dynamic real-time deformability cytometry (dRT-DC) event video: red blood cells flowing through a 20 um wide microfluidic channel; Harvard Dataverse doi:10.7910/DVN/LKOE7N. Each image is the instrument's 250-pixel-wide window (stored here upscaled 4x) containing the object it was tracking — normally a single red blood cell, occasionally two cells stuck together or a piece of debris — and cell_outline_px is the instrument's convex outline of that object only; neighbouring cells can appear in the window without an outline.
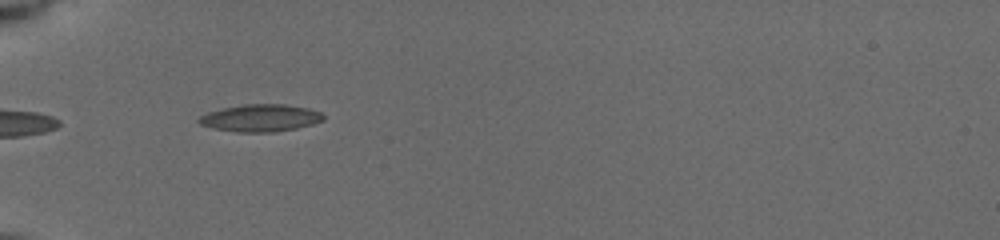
{"species": "common noctule bat (a hibernating species)", "species_latin": "Nyctalus noctula", "temperature_condition": "cold", "stored_images_in_passage": 5, "camera_frame_rate_fps": 3000, "um_per_image_px": 0.085, "animal": {"sex": "female", "body_mass_g": 19.5, "forearm_length_mm": 54.1}, "frame": {"image": 1, "passage_image": 1, "time_ms": 0.0, "image_size_px": [1000, 240], "cell_outline_px": [[324, 120], [312, 124], [296, 128], [276, 132], [236, 132], [212, 128], [200, 124], [196, 120], [200, 116], [208, 112], [224, 108], [244, 104], [284, 104], [308, 108], [320, 112], [324, 116]], "centroid_in_image_um": [22.13, 10.03], "position_along_channel_um": 62.9, "area_um2": 19.77}}
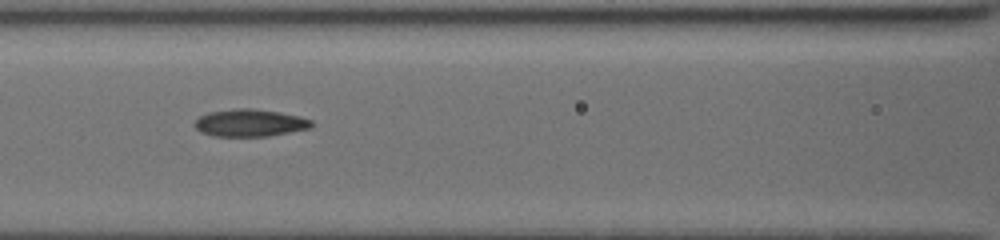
{"frame": {"image": 2, "passage_image": 3, "time_ms": 2.333, "image_size_px": [1000, 240], "cell_outline_px": [[312, 128], [268, 136], [212, 136], [200, 132], [192, 124], [200, 116], [208, 112], [232, 108], [252, 108], [280, 112], [300, 116], [312, 120]], "centroid_in_image_um": [21.22, 10.44], "position_along_channel_um": 145.4, "area_um2": 18.84}}
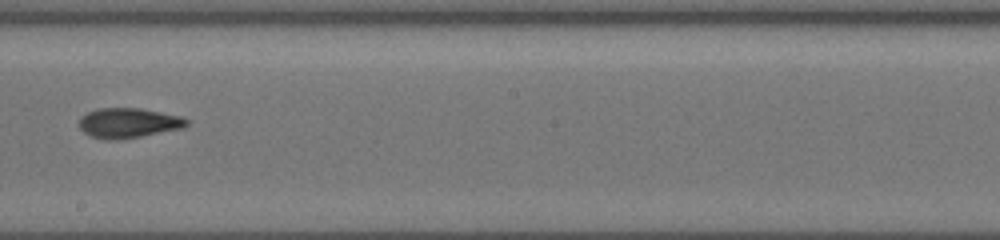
{"frame": {"image": 3, "passage_image": 5, "time_ms": 4.667, "image_size_px": [1000, 240], "cell_outline_px": [[188, 124], [184, 128], [140, 136], [108, 140], [92, 136], [84, 132], [80, 128], [80, 116], [96, 108], [140, 108], [180, 116], [188, 120]], "centroid_in_image_um": [10.91, 10.43], "position_along_channel_um": 237.3, "area_um2": 18.5}}